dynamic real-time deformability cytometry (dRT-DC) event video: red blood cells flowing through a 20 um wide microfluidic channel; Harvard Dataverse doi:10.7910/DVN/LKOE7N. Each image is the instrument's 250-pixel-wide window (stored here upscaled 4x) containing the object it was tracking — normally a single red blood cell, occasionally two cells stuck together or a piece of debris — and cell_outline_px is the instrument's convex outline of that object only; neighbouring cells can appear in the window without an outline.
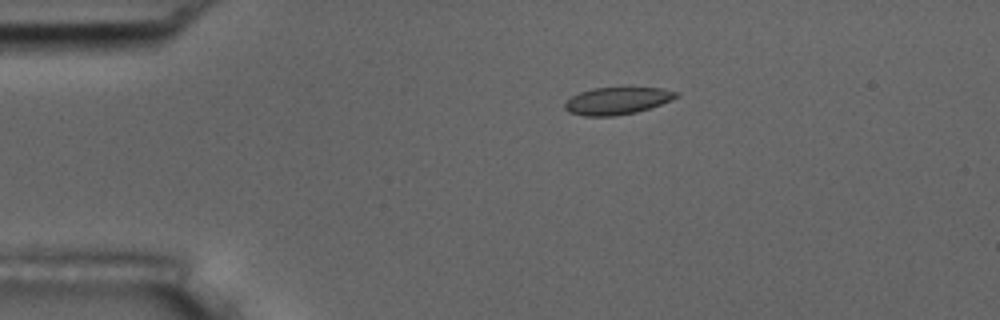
{"species": "common noctule bat (a hibernating species)", "species_latin": "Nyctalus noctula", "temperature_condition": "room temperature", "stored_images_in_passage": 12, "camera_frame_rate_fps": 3000, "um_per_image_px": 0.085, "animal": {"sex": "male", "body_mass_g": 17.5, "forearm_length_mm": 52.3}, "frame": {"image": 1, "passage_image": 1, "time_ms": 0.0, "image_size_px": [1000, 320], "cell_outline_px": [[680, 96], [672, 100], [636, 112], [616, 116], [584, 116], [568, 112], [564, 108], [564, 104], [572, 96], [580, 92], [592, 88], [660, 88], [680, 92]], "centroid_in_image_um": [52.46, 8.57], "position_along_channel_um": 32.5, "area_um2": 17.63}}
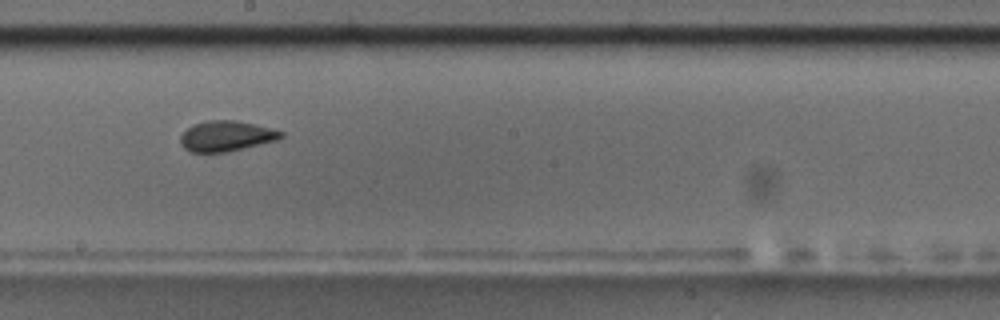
{"frame": {"image": 2, "passage_image": 6, "time_ms": 6.667, "image_size_px": [1000, 320], "cell_outline_px": [[284, 136], [276, 140], [228, 152], [188, 152], [180, 144], [180, 136], [192, 124], [208, 120], [236, 120], [284, 132]], "centroid_in_image_um": [19.18, 11.57], "position_along_channel_um": 229.0, "area_um2": 17.74}, "authors_computed_cell_mechanics": {"area_um2": 17.8602, "velocity_mm_per_s": 3.6284, "shape_relaxation_time_tau1_ms": 6.7628, "shape_relaxation_time_tau2_ms": 1.206, "deformation_change_tau1": 0.1389, "deformation_change_tau2": 0.0404}}